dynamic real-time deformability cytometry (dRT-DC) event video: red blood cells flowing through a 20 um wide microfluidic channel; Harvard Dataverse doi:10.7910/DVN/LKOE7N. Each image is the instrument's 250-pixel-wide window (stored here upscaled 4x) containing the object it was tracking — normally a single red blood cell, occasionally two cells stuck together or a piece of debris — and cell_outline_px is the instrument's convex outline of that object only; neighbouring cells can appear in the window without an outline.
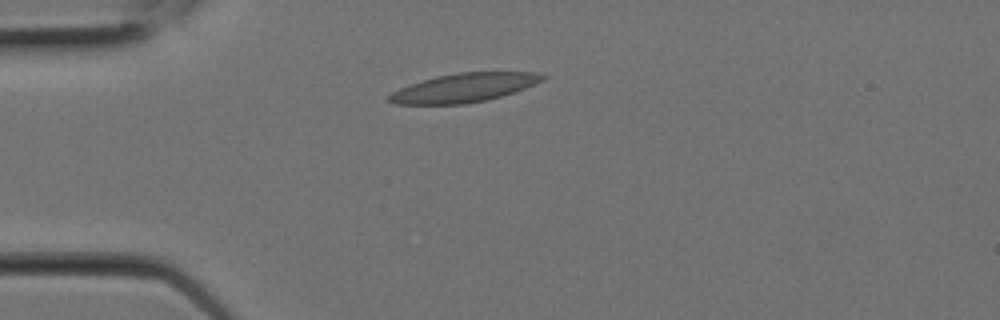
{"species": "Egyptian fruit bat (a non-hibernating species)", "species_latin": "Rousettus aegyptiacus", "temperature_condition": "room temperature", "stored_images_in_passage": 6, "camera_frame_rate_fps": 3000, "um_per_image_px": 0.085, "animal": {"sex": "female"}, "frame": {"image": 1, "passage_image": 4, "time_ms": 1.0, "image_size_px": [1000, 320], "cell_outline_px": [[548, 76], [544, 80], [524, 88], [488, 100], [464, 104], [396, 104], [384, 100], [392, 92], [400, 88], [436, 76], [456, 72], [536, 72]], "centroid_in_image_um": [39.43, 7.46], "position_along_channel_um": 45.6, "area_um2": 25.66}}
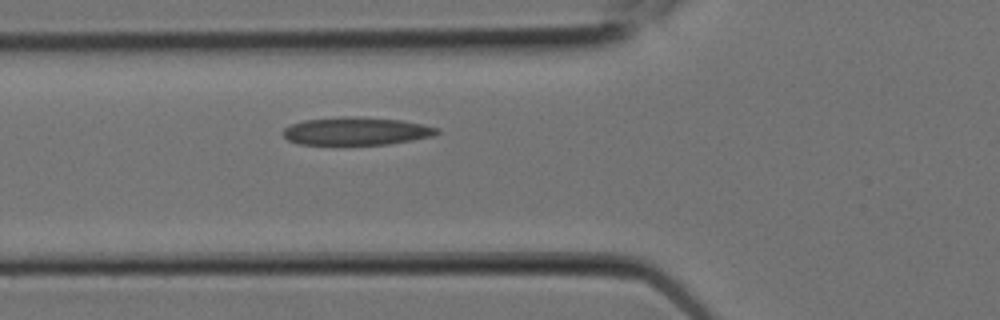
{"frame": {"image": 2, "passage_image": 6, "time_ms": 1.667, "image_size_px": [1000, 320], "cell_outline_px": [[440, 132], [432, 136], [412, 140], [388, 144], [296, 144], [288, 140], [280, 132], [284, 128], [292, 124], [304, 120], [344, 116], [348, 116], [400, 120], [424, 124], [440, 128]], "centroid_in_image_um": [30.27, 11.14], "position_along_channel_um": 95.5, "area_um2": 24.97}}